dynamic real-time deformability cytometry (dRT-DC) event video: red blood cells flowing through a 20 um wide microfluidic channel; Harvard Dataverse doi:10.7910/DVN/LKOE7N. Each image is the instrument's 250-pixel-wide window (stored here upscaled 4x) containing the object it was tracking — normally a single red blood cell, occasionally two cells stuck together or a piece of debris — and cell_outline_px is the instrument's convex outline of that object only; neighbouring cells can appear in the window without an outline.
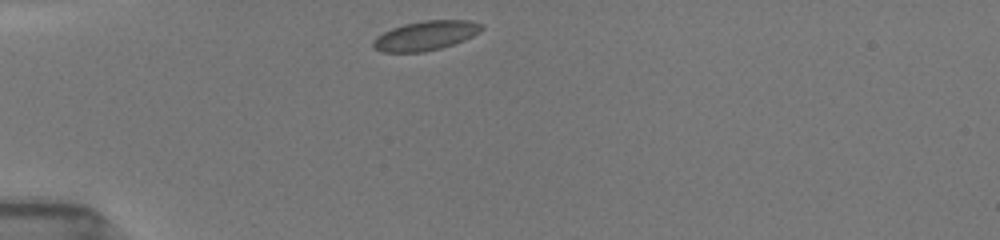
{"species": "common noctule bat (a hibernating species)", "species_latin": "Nyctalus noctula", "temperature_condition": "room temperature", "stored_images_in_passage": 5, "camera_frame_rate_fps": 3000, "um_per_image_px": 0.085, "animal": {"sex": "female", "body_mass_g": 19.5, "forearm_length_mm": 54.1}, "frame": {"image": 1, "passage_image": 1, "time_ms": 0.0, "image_size_px": [1000, 240], "cell_outline_px": [[484, 28], [480, 32], [464, 40], [440, 48], [424, 52], [380, 52], [372, 48], [372, 40], [376, 36], [392, 28], [404, 24], [424, 20], [468, 20], [484, 24]], "centroid_in_image_um": [36.16, 3.03], "position_along_channel_um": 48.8, "area_um2": 18.73}}
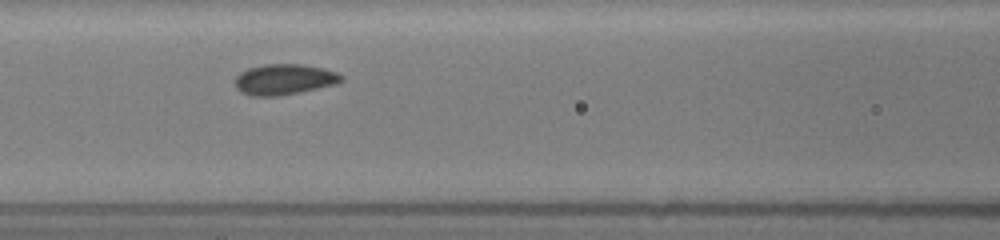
{"frame": {"image": 2, "passage_image": 4, "time_ms": 3.0, "image_size_px": [1000, 240], "cell_outline_px": [[344, 80], [336, 84], [300, 92], [280, 96], [252, 96], [240, 92], [236, 88], [236, 76], [240, 72], [248, 68], [264, 64], [304, 64], [324, 68], [336, 72], [344, 76]], "centroid_in_image_um": [24.17, 6.75], "position_along_channel_um": 142.4, "area_um2": 19.19}}
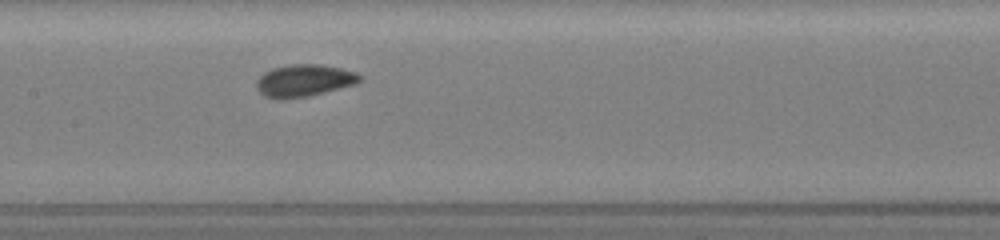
{"frame": {"image": 3, "passage_image": 5, "time_ms": 4.0, "image_size_px": [1000, 240], "cell_outline_px": [[364, 80], [356, 84], [308, 96], [284, 100], [276, 100], [264, 96], [256, 88], [256, 80], [264, 72], [272, 68], [292, 64], [324, 64], [356, 72], [364, 76]], "centroid_in_image_um": [25.86, 6.85], "position_along_channel_um": 181.5, "area_um2": 19.77}}